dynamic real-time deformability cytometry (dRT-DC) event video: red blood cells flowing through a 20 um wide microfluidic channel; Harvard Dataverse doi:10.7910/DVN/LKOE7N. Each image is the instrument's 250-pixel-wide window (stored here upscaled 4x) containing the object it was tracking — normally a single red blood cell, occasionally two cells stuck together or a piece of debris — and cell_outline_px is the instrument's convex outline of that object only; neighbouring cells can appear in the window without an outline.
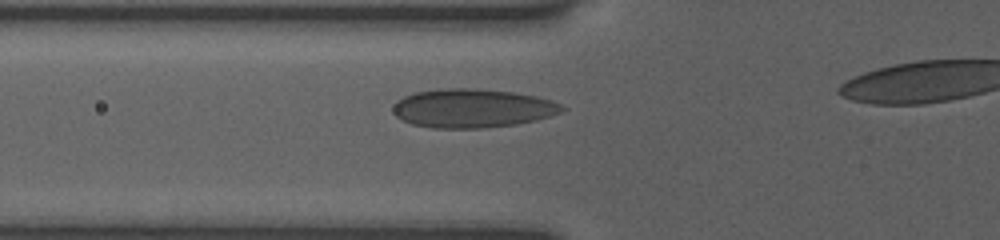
{"species": "human", "species_latin": "Homo sapiens", "temperature_condition": "room temperature", "stored_images_in_passage": 6, "camera_frame_rate_fps": 3000, "um_per_image_px": 0.085, "donor": {"sex": "female"}, "frame": {"image": 1, "passage_image": 3, "time_ms": 1.333, "image_size_px": [1000, 240], "cell_outline_px": [[568, 108], [560, 112], [536, 120], [516, 124], [480, 128], [432, 128], [412, 124], [396, 116], [392, 108], [396, 100], [404, 96], [416, 92], [440, 88], [476, 88], [512, 92], [536, 96], [552, 100]], "centroid_in_image_um": [40.14, 9.19], "position_along_channel_um": 85.7, "area_um2": 38.21}}
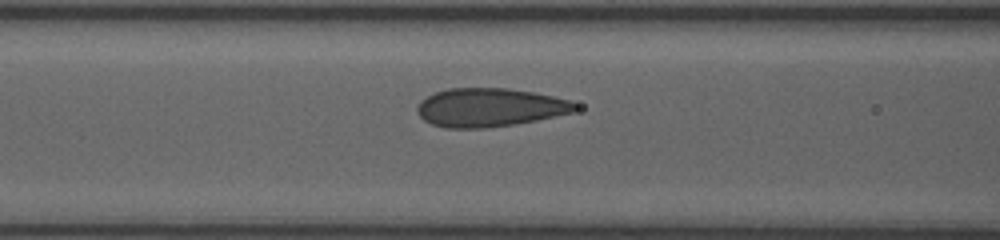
{"frame": {"image": 2, "passage_image": 5, "time_ms": 2.333, "image_size_px": [1000, 240], "cell_outline_px": [[580, 108], [572, 112], [536, 120], [512, 124], [484, 128], [444, 128], [432, 124], [424, 120], [416, 112], [416, 108], [420, 100], [436, 92], [448, 88], [508, 88], [532, 92], [552, 96], [568, 100], [580, 104]], "centroid_in_image_um": [41.6, 9.13], "position_along_channel_um": 125.0, "area_um2": 35.43}}